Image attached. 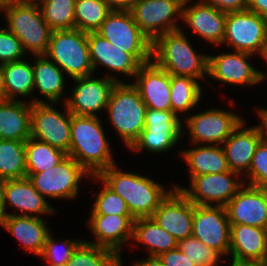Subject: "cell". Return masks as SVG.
I'll use <instances>...</instances> for the list:
<instances>
[{
	"label": "cell",
	"instance_id": "cell-1",
	"mask_svg": "<svg viewBox=\"0 0 267 266\" xmlns=\"http://www.w3.org/2000/svg\"><path fill=\"white\" fill-rule=\"evenodd\" d=\"M94 180H100L126 202L134 219L152 217L160 202L168 195L164 186L153 179L121 171L117 165L101 171Z\"/></svg>",
	"mask_w": 267,
	"mask_h": 266
},
{
	"label": "cell",
	"instance_id": "cell-2",
	"mask_svg": "<svg viewBox=\"0 0 267 266\" xmlns=\"http://www.w3.org/2000/svg\"><path fill=\"white\" fill-rule=\"evenodd\" d=\"M101 124L98 116L71 114V142L67 155L91 176L116 164Z\"/></svg>",
	"mask_w": 267,
	"mask_h": 266
},
{
	"label": "cell",
	"instance_id": "cell-3",
	"mask_svg": "<svg viewBox=\"0 0 267 266\" xmlns=\"http://www.w3.org/2000/svg\"><path fill=\"white\" fill-rule=\"evenodd\" d=\"M208 56L196 53L181 29L159 35L152 41L151 60L172 75L205 79Z\"/></svg>",
	"mask_w": 267,
	"mask_h": 266
},
{
	"label": "cell",
	"instance_id": "cell-4",
	"mask_svg": "<svg viewBox=\"0 0 267 266\" xmlns=\"http://www.w3.org/2000/svg\"><path fill=\"white\" fill-rule=\"evenodd\" d=\"M146 105L132 83L116 82L106 107L109 121L128 149L145 128Z\"/></svg>",
	"mask_w": 267,
	"mask_h": 266
},
{
	"label": "cell",
	"instance_id": "cell-5",
	"mask_svg": "<svg viewBox=\"0 0 267 266\" xmlns=\"http://www.w3.org/2000/svg\"><path fill=\"white\" fill-rule=\"evenodd\" d=\"M1 11L7 29L21 41L24 50L34 56L45 55L53 30L43 19L39 5L11 1Z\"/></svg>",
	"mask_w": 267,
	"mask_h": 266
},
{
	"label": "cell",
	"instance_id": "cell-6",
	"mask_svg": "<svg viewBox=\"0 0 267 266\" xmlns=\"http://www.w3.org/2000/svg\"><path fill=\"white\" fill-rule=\"evenodd\" d=\"M45 55L71 79L94 74L87 33L77 28L53 30Z\"/></svg>",
	"mask_w": 267,
	"mask_h": 266
},
{
	"label": "cell",
	"instance_id": "cell-7",
	"mask_svg": "<svg viewBox=\"0 0 267 266\" xmlns=\"http://www.w3.org/2000/svg\"><path fill=\"white\" fill-rule=\"evenodd\" d=\"M96 32L140 64L151 61L152 41L139 29L130 11L112 10Z\"/></svg>",
	"mask_w": 267,
	"mask_h": 266
},
{
	"label": "cell",
	"instance_id": "cell-8",
	"mask_svg": "<svg viewBox=\"0 0 267 266\" xmlns=\"http://www.w3.org/2000/svg\"><path fill=\"white\" fill-rule=\"evenodd\" d=\"M266 41V18L248 9L227 13L222 44L226 43L234 49L233 51L262 56Z\"/></svg>",
	"mask_w": 267,
	"mask_h": 266
},
{
	"label": "cell",
	"instance_id": "cell-9",
	"mask_svg": "<svg viewBox=\"0 0 267 266\" xmlns=\"http://www.w3.org/2000/svg\"><path fill=\"white\" fill-rule=\"evenodd\" d=\"M34 97L31 106V137L50 146L69 152L71 142V113L65 105L64 113ZM66 113V114H65Z\"/></svg>",
	"mask_w": 267,
	"mask_h": 266
},
{
	"label": "cell",
	"instance_id": "cell-10",
	"mask_svg": "<svg viewBox=\"0 0 267 266\" xmlns=\"http://www.w3.org/2000/svg\"><path fill=\"white\" fill-rule=\"evenodd\" d=\"M92 176L72 157L67 155L55 167L39 173H27L35 189L44 197L74 199L82 178Z\"/></svg>",
	"mask_w": 267,
	"mask_h": 266
},
{
	"label": "cell",
	"instance_id": "cell-11",
	"mask_svg": "<svg viewBox=\"0 0 267 266\" xmlns=\"http://www.w3.org/2000/svg\"><path fill=\"white\" fill-rule=\"evenodd\" d=\"M183 3L184 0H137L130 12L139 29L153 41L159 35L181 29L176 19L182 18Z\"/></svg>",
	"mask_w": 267,
	"mask_h": 266
},
{
	"label": "cell",
	"instance_id": "cell-12",
	"mask_svg": "<svg viewBox=\"0 0 267 266\" xmlns=\"http://www.w3.org/2000/svg\"><path fill=\"white\" fill-rule=\"evenodd\" d=\"M241 175L234 171L199 175L190 181V188L173 186L181 190L195 205L225 206L244 185L245 180H236ZM235 177V178H234ZM212 202V203H211Z\"/></svg>",
	"mask_w": 267,
	"mask_h": 266
},
{
	"label": "cell",
	"instance_id": "cell-13",
	"mask_svg": "<svg viewBox=\"0 0 267 266\" xmlns=\"http://www.w3.org/2000/svg\"><path fill=\"white\" fill-rule=\"evenodd\" d=\"M76 85L72 97L66 98L64 105L69 112L78 116H96L100 110H106L111 91L120 80L107 75L105 78H93L92 75L72 79Z\"/></svg>",
	"mask_w": 267,
	"mask_h": 266
},
{
	"label": "cell",
	"instance_id": "cell-14",
	"mask_svg": "<svg viewBox=\"0 0 267 266\" xmlns=\"http://www.w3.org/2000/svg\"><path fill=\"white\" fill-rule=\"evenodd\" d=\"M242 119L234 112L216 108L190 115L185 123L192 143L222 145L241 124Z\"/></svg>",
	"mask_w": 267,
	"mask_h": 266
},
{
	"label": "cell",
	"instance_id": "cell-15",
	"mask_svg": "<svg viewBox=\"0 0 267 266\" xmlns=\"http://www.w3.org/2000/svg\"><path fill=\"white\" fill-rule=\"evenodd\" d=\"M192 236L221 256L229 255L230 222L225 206L194 204Z\"/></svg>",
	"mask_w": 267,
	"mask_h": 266
},
{
	"label": "cell",
	"instance_id": "cell-16",
	"mask_svg": "<svg viewBox=\"0 0 267 266\" xmlns=\"http://www.w3.org/2000/svg\"><path fill=\"white\" fill-rule=\"evenodd\" d=\"M254 54L234 53L208 56V77L233 85H256L266 80V74L255 69L247 60Z\"/></svg>",
	"mask_w": 267,
	"mask_h": 266
},
{
	"label": "cell",
	"instance_id": "cell-17",
	"mask_svg": "<svg viewBox=\"0 0 267 266\" xmlns=\"http://www.w3.org/2000/svg\"><path fill=\"white\" fill-rule=\"evenodd\" d=\"M152 218L177 241L192 236L194 203L179 189L171 188Z\"/></svg>",
	"mask_w": 267,
	"mask_h": 266
},
{
	"label": "cell",
	"instance_id": "cell-18",
	"mask_svg": "<svg viewBox=\"0 0 267 266\" xmlns=\"http://www.w3.org/2000/svg\"><path fill=\"white\" fill-rule=\"evenodd\" d=\"M225 209L230 224L267 229V188L244 184Z\"/></svg>",
	"mask_w": 267,
	"mask_h": 266
},
{
	"label": "cell",
	"instance_id": "cell-19",
	"mask_svg": "<svg viewBox=\"0 0 267 266\" xmlns=\"http://www.w3.org/2000/svg\"><path fill=\"white\" fill-rule=\"evenodd\" d=\"M189 1L191 0H184L180 21L185 22L195 34L207 42L222 45L227 13L214 7L208 0H200L191 6Z\"/></svg>",
	"mask_w": 267,
	"mask_h": 266
},
{
	"label": "cell",
	"instance_id": "cell-20",
	"mask_svg": "<svg viewBox=\"0 0 267 266\" xmlns=\"http://www.w3.org/2000/svg\"><path fill=\"white\" fill-rule=\"evenodd\" d=\"M243 120L222 144L228 168L241 176L247 173L260 141L265 137V123L260 118L258 126L245 128Z\"/></svg>",
	"mask_w": 267,
	"mask_h": 266
},
{
	"label": "cell",
	"instance_id": "cell-21",
	"mask_svg": "<svg viewBox=\"0 0 267 266\" xmlns=\"http://www.w3.org/2000/svg\"><path fill=\"white\" fill-rule=\"evenodd\" d=\"M132 83L147 108L171 111L170 74L152 60L141 64Z\"/></svg>",
	"mask_w": 267,
	"mask_h": 266
},
{
	"label": "cell",
	"instance_id": "cell-22",
	"mask_svg": "<svg viewBox=\"0 0 267 266\" xmlns=\"http://www.w3.org/2000/svg\"><path fill=\"white\" fill-rule=\"evenodd\" d=\"M10 204L13 208L22 211L21 214L8 213L6 206ZM3 216L18 215L28 217H38L42 214H54L52 208L44 196H42L33 186L28 177L3 181L2 196Z\"/></svg>",
	"mask_w": 267,
	"mask_h": 266
},
{
	"label": "cell",
	"instance_id": "cell-23",
	"mask_svg": "<svg viewBox=\"0 0 267 266\" xmlns=\"http://www.w3.org/2000/svg\"><path fill=\"white\" fill-rule=\"evenodd\" d=\"M90 215L87 223L95 241L85 242L110 249L121 256L122 245L132 239L135 221L132 215Z\"/></svg>",
	"mask_w": 267,
	"mask_h": 266
},
{
	"label": "cell",
	"instance_id": "cell-24",
	"mask_svg": "<svg viewBox=\"0 0 267 266\" xmlns=\"http://www.w3.org/2000/svg\"><path fill=\"white\" fill-rule=\"evenodd\" d=\"M229 255L233 259L267 263V229L246 224H230Z\"/></svg>",
	"mask_w": 267,
	"mask_h": 266
},
{
	"label": "cell",
	"instance_id": "cell-25",
	"mask_svg": "<svg viewBox=\"0 0 267 266\" xmlns=\"http://www.w3.org/2000/svg\"><path fill=\"white\" fill-rule=\"evenodd\" d=\"M90 60L95 71L98 64L120 74L134 77L141 65L130 53L115 47L97 32L87 33Z\"/></svg>",
	"mask_w": 267,
	"mask_h": 266
},
{
	"label": "cell",
	"instance_id": "cell-26",
	"mask_svg": "<svg viewBox=\"0 0 267 266\" xmlns=\"http://www.w3.org/2000/svg\"><path fill=\"white\" fill-rule=\"evenodd\" d=\"M2 227L20 241L24 249L41 255L46 238L51 232L41 217L3 216Z\"/></svg>",
	"mask_w": 267,
	"mask_h": 266
},
{
	"label": "cell",
	"instance_id": "cell-27",
	"mask_svg": "<svg viewBox=\"0 0 267 266\" xmlns=\"http://www.w3.org/2000/svg\"><path fill=\"white\" fill-rule=\"evenodd\" d=\"M32 102L0 101V139L25 142L31 137Z\"/></svg>",
	"mask_w": 267,
	"mask_h": 266
},
{
	"label": "cell",
	"instance_id": "cell-28",
	"mask_svg": "<svg viewBox=\"0 0 267 266\" xmlns=\"http://www.w3.org/2000/svg\"><path fill=\"white\" fill-rule=\"evenodd\" d=\"M132 240L146 245L149 255L140 261H151L160 254L177 248L178 241L162 229L152 217L135 219Z\"/></svg>",
	"mask_w": 267,
	"mask_h": 266
},
{
	"label": "cell",
	"instance_id": "cell-29",
	"mask_svg": "<svg viewBox=\"0 0 267 266\" xmlns=\"http://www.w3.org/2000/svg\"><path fill=\"white\" fill-rule=\"evenodd\" d=\"M181 155L188 164L190 180L199 175L229 171L221 145L201 144L196 148L182 150Z\"/></svg>",
	"mask_w": 267,
	"mask_h": 266
},
{
	"label": "cell",
	"instance_id": "cell-30",
	"mask_svg": "<svg viewBox=\"0 0 267 266\" xmlns=\"http://www.w3.org/2000/svg\"><path fill=\"white\" fill-rule=\"evenodd\" d=\"M34 58V89L36 87L50 103H58L65 92L64 72L46 55Z\"/></svg>",
	"mask_w": 267,
	"mask_h": 266
},
{
	"label": "cell",
	"instance_id": "cell-31",
	"mask_svg": "<svg viewBox=\"0 0 267 266\" xmlns=\"http://www.w3.org/2000/svg\"><path fill=\"white\" fill-rule=\"evenodd\" d=\"M6 100L29 97L34 90L33 65L24 60L2 64Z\"/></svg>",
	"mask_w": 267,
	"mask_h": 266
},
{
	"label": "cell",
	"instance_id": "cell-32",
	"mask_svg": "<svg viewBox=\"0 0 267 266\" xmlns=\"http://www.w3.org/2000/svg\"><path fill=\"white\" fill-rule=\"evenodd\" d=\"M201 92L197 79L170 74L171 111L176 116L194 109L200 102Z\"/></svg>",
	"mask_w": 267,
	"mask_h": 266
},
{
	"label": "cell",
	"instance_id": "cell-33",
	"mask_svg": "<svg viewBox=\"0 0 267 266\" xmlns=\"http://www.w3.org/2000/svg\"><path fill=\"white\" fill-rule=\"evenodd\" d=\"M27 177L25 142L0 139V180Z\"/></svg>",
	"mask_w": 267,
	"mask_h": 266
},
{
	"label": "cell",
	"instance_id": "cell-34",
	"mask_svg": "<svg viewBox=\"0 0 267 266\" xmlns=\"http://www.w3.org/2000/svg\"><path fill=\"white\" fill-rule=\"evenodd\" d=\"M27 173H39L55 167L66 156L63 150L29 137L25 141Z\"/></svg>",
	"mask_w": 267,
	"mask_h": 266
},
{
	"label": "cell",
	"instance_id": "cell-35",
	"mask_svg": "<svg viewBox=\"0 0 267 266\" xmlns=\"http://www.w3.org/2000/svg\"><path fill=\"white\" fill-rule=\"evenodd\" d=\"M111 11L104 0H76L75 28L86 33L96 32Z\"/></svg>",
	"mask_w": 267,
	"mask_h": 266
},
{
	"label": "cell",
	"instance_id": "cell-36",
	"mask_svg": "<svg viewBox=\"0 0 267 266\" xmlns=\"http://www.w3.org/2000/svg\"><path fill=\"white\" fill-rule=\"evenodd\" d=\"M121 259L116 252L84 240L74 251L68 266H123Z\"/></svg>",
	"mask_w": 267,
	"mask_h": 266
},
{
	"label": "cell",
	"instance_id": "cell-37",
	"mask_svg": "<svg viewBox=\"0 0 267 266\" xmlns=\"http://www.w3.org/2000/svg\"><path fill=\"white\" fill-rule=\"evenodd\" d=\"M76 0H42L40 7L43 19L52 30L75 28Z\"/></svg>",
	"mask_w": 267,
	"mask_h": 266
},
{
	"label": "cell",
	"instance_id": "cell-38",
	"mask_svg": "<svg viewBox=\"0 0 267 266\" xmlns=\"http://www.w3.org/2000/svg\"><path fill=\"white\" fill-rule=\"evenodd\" d=\"M184 135L185 131L142 130L139 138L129 149L135 152L146 149L153 153H163L176 146Z\"/></svg>",
	"mask_w": 267,
	"mask_h": 266
},
{
	"label": "cell",
	"instance_id": "cell-39",
	"mask_svg": "<svg viewBox=\"0 0 267 266\" xmlns=\"http://www.w3.org/2000/svg\"><path fill=\"white\" fill-rule=\"evenodd\" d=\"M177 247L197 266H218L222 257L194 236L178 241Z\"/></svg>",
	"mask_w": 267,
	"mask_h": 266
},
{
	"label": "cell",
	"instance_id": "cell-40",
	"mask_svg": "<svg viewBox=\"0 0 267 266\" xmlns=\"http://www.w3.org/2000/svg\"><path fill=\"white\" fill-rule=\"evenodd\" d=\"M83 241L84 240L78 239L72 241L63 239L60 245L62 248H60L50 232L46 238V242L40 257H42L44 261L48 263V265L57 266L68 264L74 251Z\"/></svg>",
	"mask_w": 267,
	"mask_h": 266
},
{
	"label": "cell",
	"instance_id": "cell-41",
	"mask_svg": "<svg viewBox=\"0 0 267 266\" xmlns=\"http://www.w3.org/2000/svg\"><path fill=\"white\" fill-rule=\"evenodd\" d=\"M96 195L91 214L131 215L125 200L105 184Z\"/></svg>",
	"mask_w": 267,
	"mask_h": 266
},
{
	"label": "cell",
	"instance_id": "cell-42",
	"mask_svg": "<svg viewBox=\"0 0 267 266\" xmlns=\"http://www.w3.org/2000/svg\"><path fill=\"white\" fill-rule=\"evenodd\" d=\"M244 184L267 188V139L264 137L255 150Z\"/></svg>",
	"mask_w": 267,
	"mask_h": 266
},
{
	"label": "cell",
	"instance_id": "cell-43",
	"mask_svg": "<svg viewBox=\"0 0 267 266\" xmlns=\"http://www.w3.org/2000/svg\"><path fill=\"white\" fill-rule=\"evenodd\" d=\"M182 121L172 111L146 109L143 130L183 131Z\"/></svg>",
	"mask_w": 267,
	"mask_h": 266
},
{
	"label": "cell",
	"instance_id": "cell-44",
	"mask_svg": "<svg viewBox=\"0 0 267 266\" xmlns=\"http://www.w3.org/2000/svg\"><path fill=\"white\" fill-rule=\"evenodd\" d=\"M26 51L21 41L7 28L0 29V64L23 60Z\"/></svg>",
	"mask_w": 267,
	"mask_h": 266
},
{
	"label": "cell",
	"instance_id": "cell-45",
	"mask_svg": "<svg viewBox=\"0 0 267 266\" xmlns=\"http://www.w3.org/2000/svg\"><path fill=\"white\" fill-rule=\"evenodd\" d=\"M154 261L159 266H197L178 247L160 254Z\"/></svg>",
	"mask_w": 267,
	"mask_h": 266
},
{
	"label": "cell",
	"instance_id": "cell-46",
	"mask_svg": "<svg viewBox=\"0 0 267 266\" xmlns=\"http://www.w3.org/2000/svg\"><path fill=\"white\" fill-rule=\"evenodd\" d=\"M214 7L222 12H236L247 9L248 0H208Z\"/></svg>",
	"mask_w": 267,
	"mask_h": 266
},
{
	"label": "cell",
	"instance_id": "cell-47",
	"mask_svg": "<svg viewBox=\"0 0 267 266\" xmlns=\"http://www.w3.org/2000/svg\"><path fill=\"white\" fill-rule=\"evenodd\" d=\"M247 9L267 19V0H248Z\"/></svg>",
	"mask_w": 267,
	"mask_h": 266
},
{
	"label": "cell",
	"instance_id": "cell-48",
	"mask_svg": "<svg viewBox=\"0 0 267 266\" xmlns=\"http://www.w3.org/2000/svg\"><path fill=\"white\" fill-rule=\"evenodd\" d=\"M111 10L130 11L137 0H104Z\"/></svg>",
	"mask_w": 267,
	"mask_h": 266
},
{
	"label": "cell",
	"instance_id": "cell-49",
	"mask_svg": "<svg viewBox=\"0 0 267 266\" xmlns=\"http://www.w3.org/2000/svg\"><path fill=\"white\" fill-rule=\"evenodd\" d=\"M6 100V91L4 87V74L2 64H0V101Z\"/></svg>",
	"mask_w": 267,
	"mask_h": 266
},
{
	"label": "cell",
	"instance_id": "cell-50",
	"mask_svg": "<svg viewBox=\"0 0 267 266\" xmlns=\"http://www.w3.org/2000/svg\"><path fill=\"white\" fill-rule=\"evenodd\" d=\"M232 260V264L231 266H263L261 264H258V263H252V262H249V261H242V260H236V259H233L231 258Z\"/></svg>",
	"mask_w": 267,
	"mask_h": 266
},
{
	"label": "cell",
	"instance_id": "cell-51",
	"mask_svg": "<svg viewBox=\"0 0 267 266\" xmlns=\"http://www.w3.org/2000/svg\"><path fill=\"white\" fill-rule=\"evenodd\" d=\"M2 196H3V181L0 180V225L2 224V219H3Z\"/></svg>",
	"mask_w": 267,
	"mask_h": 266
},
{
	"label": "cell",
	"instance_id": "cell-52",
	"mask_svg": "<svg viewBox=\"0 0 267 266\" xmlns=\"http://www.w3.org/2000/svg\"><path fill=\"white\" fill-rule=\"evenodd\" d=\"M257 112H258L259 118H261L264 121L265 125L267 126V108L261 107L259 108V110L257 109Z\"/></svg>",
	"mask_w": 267,
	"mask_h": 266
},
{
	"label": "cell",
	"instance_id": "cell-53",
	"mask_svg": "<svg viewBox=\"0 0 267 266\" xmlns=\"http://www.w3.org/2000/svg\"><path fill=\"white\" fill-rule=\"evenodd\" d=\"M138 262V263H137ZM134 266H159L154 260L151 261H137Z\"/></svg>",
	"mask_w": 267,
	"mask_h": 266
},
{
	"label": "cell",
	"instance_id": "cell-54",
	"mask_svg": "<svg viewBox=\"0 0 267 266\" xmlns=\"http://www.w3.org/2000/svg\"><path fill=\"white\" fill-rule=\"evenodd\" d=\"M19 3L39 4L42 0H12Z\"/></svg>",
	"mask_w": 267,
	"mask_h": 266
},
{
	"label": "cell",
	"instance_id": "cell-55",
	"mask_svg": "<svg viewBox=\"0 0 267 266\" xmlns=\"http://www.w3.org/2000/svg\"><path fill=\"white\" fill-rule=\"evenodd\" d=\"M11 1L12 0H0V12Z\"/></svg>",
	"mask_w": 267,
	"mask_h": 266
},
{
	"label": "cell",
	"instance_id": "cell-56",
	"mask_svg": "<svg viewBox=\"0 0 267 266\" xmlns=\"http://www.w3.org/2000/svg\"><path fill=\"white\" fill-rule=\"evenodd\" d=\"M267 63V41H266V44H265V48H264V52L261 56Z\"/></svg>",
	"mask_w": 267,
	"mask_h": 266
},
{
	"label": "cell",
	"instance_id": "cell-57",
	"mask_svg": "<svg viewBox=\"0 0 267 266\" xmlns=\"http://www.w3.org/2000/svg\"><path fill=\"white\" fill-rule=\"evenodd\" d=\"M265 138L267 139V126L265 125Z\"/></svg>",
	"mask_w": 267,
	"mask_h": 266
},
{
	"label": "cell",
	"instance_id": "cell-58",
	"mask_svg": "<svg viewBox=\"0 0 267 266\" xmlns=\"http://www.w3.org/2000/svg\"><path fill=\"white\" fill-rule=\"evenodd\" d=\"M49 266H53V265H49ZM57 266H68V264H62V265H57Z\"/></svg>",
	"mask_w": 267,
	"mask_h": 266
}]
</instances>
